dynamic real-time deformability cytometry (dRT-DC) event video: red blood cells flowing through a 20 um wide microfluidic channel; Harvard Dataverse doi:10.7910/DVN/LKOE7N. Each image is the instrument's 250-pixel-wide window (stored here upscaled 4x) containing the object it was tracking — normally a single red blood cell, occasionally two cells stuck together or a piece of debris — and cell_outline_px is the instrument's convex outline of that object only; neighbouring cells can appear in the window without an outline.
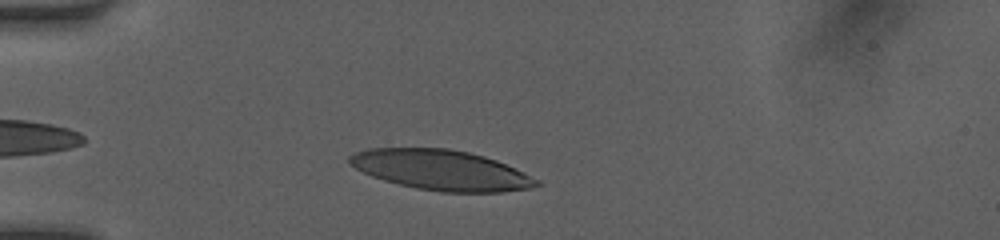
{"species": "human", "species_latin": "Homo sapiens", "temperature_condition": "room temperature", "stored_images_in_passage": 36, "camera_frame_rate_fps": 3000, "um_per_image_px": 0.085, "donor": {"sex": "female"}, "frame": {"image": 1, "passage_image": 5, "time_ms": 1.333, "image_size_px": [1000, 240], "cell_outline_px": [[540, 184], [528, 188], [500, 192], [440, 192], [416, 188], [384, 180], [372, 176], [348, 164], [348, 156], [356, 152], [368, 148], [448, 148], [468, 152], [484, 156], [496, 160], [540, 180]], "centroid_in_image_um": [37.46, 14.45], "position_along_channel_um": 47.5, "area_um2": 43.52}}
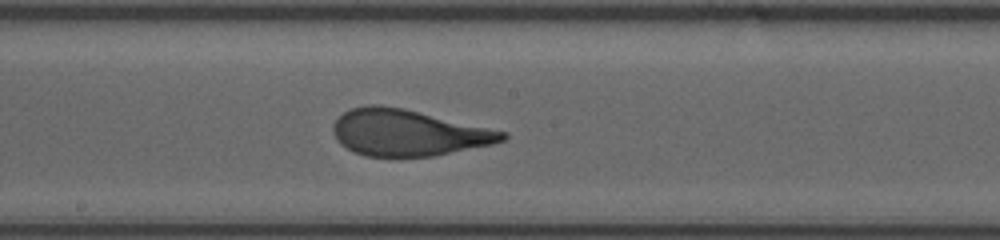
{"frame": {"image": 2, "passage_image": 19, "time_ms": 6.0, "image_size_px": [1000, 240], "cell_outline_px": [[508, 136], [504, 140], [492, 144], [432, 156], [364, 156], [340, 144], [336, 140], [332, 132], [332, 124], [344, 112], [352, 108], [368, 104], [380, 104], [404, 108], [508, 132]], "centroid_in_image_um": [34.66, 11.26], "position_along_channel_um": 213.5, "area_um2": 45.6}}
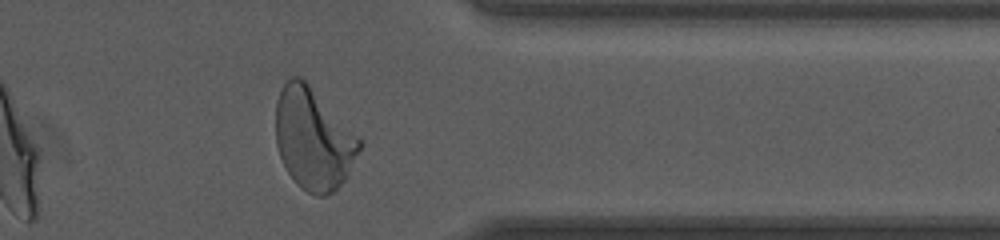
{"frame": {"image": 3, "passage_image": 32, "time_ms": 10.333, "image_size_px": [1000, 240], "cell_outline_px": [[364, 140], [344, 180], [332, 192], [324, 196], [316, 196], [300, 188], [296, 184], [288, 172], [280, 156], [276, 144], [276, 100], [284, 84], [292, 76], [300, 76]], "centroid_in_image_um": [26.63, 11.81], "position_along_channel_um": 384.8, "area_um2": 49.19}, "authors_computed_cell_mechanics": {"area_um2": 45.8065, "velocity_mm_per_s": 4.1245, "shape_relaxation_time_tau1_ms": 4.1332, "shape_relaxation_time_tau2_ms": null, "deformation_change_tau1": 0.215, "deformation_change_tau2": null}}